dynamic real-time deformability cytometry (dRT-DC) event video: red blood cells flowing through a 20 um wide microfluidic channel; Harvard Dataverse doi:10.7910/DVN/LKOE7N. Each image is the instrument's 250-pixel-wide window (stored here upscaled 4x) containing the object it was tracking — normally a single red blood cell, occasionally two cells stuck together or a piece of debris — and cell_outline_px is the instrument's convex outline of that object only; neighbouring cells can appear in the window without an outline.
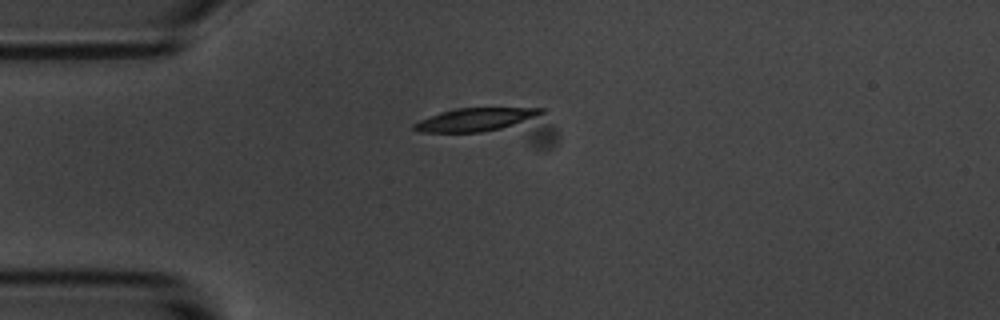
{"species": "common noctule bat (a hibernating species)", "species_latin": "Nyctalus noctula", "temperature_condition": "room temperature", "stored_images_in_passage": 9, "camera_frame_rate_fps": 3000, "um_per_image_px": 0.085, "animal": {"sex": "male", "body_mass_g": 20.1, "forearm_length_mm": 53.5}, "frame": {"image": 1, "passage_image": 7, "time_ms": 2.0, "image_size_px": [1000, 320], "cell_outline_px": [[560, 136], [556, 144], [552, 148], [536, 148], [420, 132], [412, 128], [412, 124], [420, 120], [440, 112], [456, 108], [544, 108], [556, 128]], "centroid_in_image_um": [42.03, 10.7], "position_along_channel_um": 43.0, "area_um2": 30.98}}